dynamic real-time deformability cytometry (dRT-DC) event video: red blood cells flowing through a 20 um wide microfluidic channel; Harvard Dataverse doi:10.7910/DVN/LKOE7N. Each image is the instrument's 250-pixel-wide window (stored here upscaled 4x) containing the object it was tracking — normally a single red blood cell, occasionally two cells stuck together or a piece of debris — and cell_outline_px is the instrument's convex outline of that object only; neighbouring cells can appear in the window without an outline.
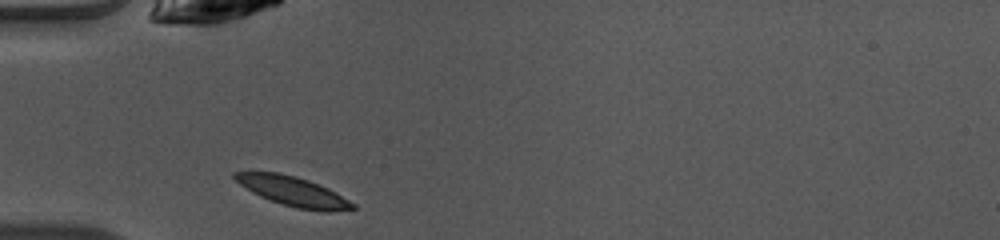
{"species": "common noctule bat (a hibernating species)", "species_latin": "Nyctalus noctula", "temperature_condition": "warm", "stored_images_in_passage": 35, "camera_frame_rate_fps": 3000, "um_per_image_px": 0.085, "animal": {"sex": "female", "body_mass_g": 10.0, "forearm_length_mm": 53.1}, "frame": {"image": 1, "passage_image": 1, "time_ms": 0.0, "image_size_px": [1000, 240], "cell_outline_px": [[356, 208], [296, 208], [260, 196], [252, 192], [240, 184], [232, 176], [232, 172], [276, 172], [296, 176], [308, 180], [328, 188], [356, 204]], "centroid_in_image_um": [24.79, 16.19], "position_along_channel_um": 60.2, "area_um2": 19.13}}
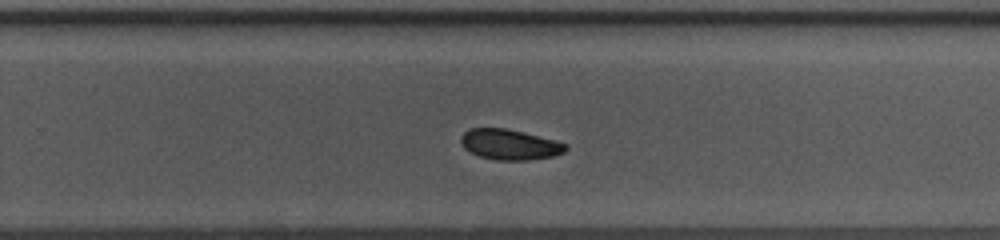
{"frame": {"image": 2, "passage_image": 18, "time_ms": 5.667, "image_size_px": [1000, 240], "cell_outline_px": [[568, 148], [564, 152], [552, 156], [528, 160], [496, 160], [480, 156], [464, 148], [460, 140], [460, 136], [468, 128], [508, 128], [568, 144]], "centroid_in_image_um": [43.3, 12.27], "position_along_channel_um": 286.5, "area_um2": 18.5}}
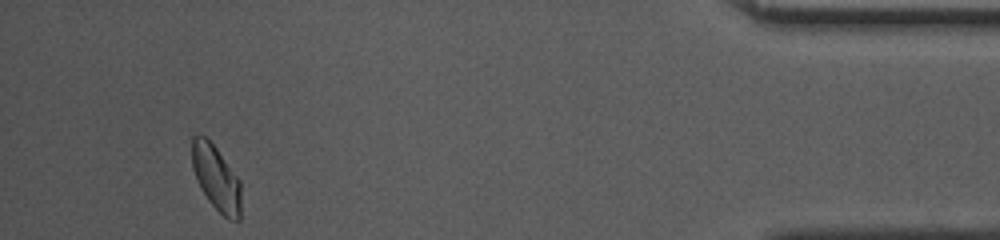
{"frame": {"image": 3, "passage_image": 32, "time_ms": 10.333, "image_size_px": [1000, 240], "cell_outline_px": [[240, 220], [228, 220], [208, 200], [192, 168], [192, 136], [204, 136], [216, 148], [240, 180]], "centroid_in_image_um": [18.39, 15.14], "position_along_channel_um": 416.8, "area_um2": 18.15}, "authors_computed_cell_mechanics": {"area_um2": 18.9584, "velocity_mm_per_s": 4.0615, "shape_relaxation_time_tau1_ms": 2.0513, "shape_relaxation_time_tau2_ms": 7.0209, "deformation_change_tau1": 0.1087, "deformation_change_tau2": 0.1058}}